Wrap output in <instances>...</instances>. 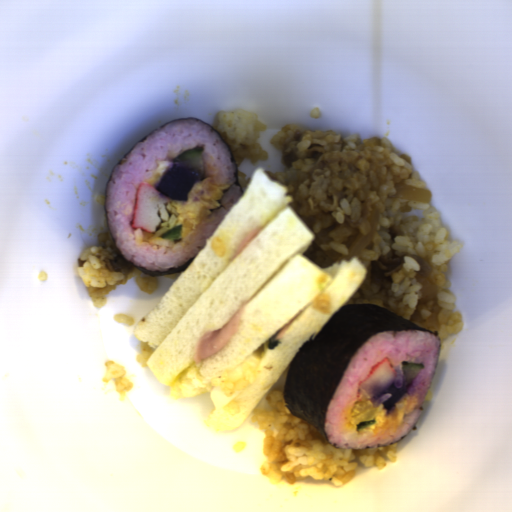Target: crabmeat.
Segmentation results:
<instances>
[{
  "mask_svg": "<svg viewBox=\"0 0 512 512\" xmlns=\"http://www.w3.org/2000/svg\"><path fill=\"white\" fill-rule=\"evenodd\" d=\"M168 197L160 193L152 184H139L136 193L132 228H141L148 233L156 232L161 219L159 209L162 203H166Z\"/></svg>",
  "mask_w": 512,
  "mask_h": 512,
  "instance_id": "f7934b28",
  "label": "crabmeat"
},
{
  "mask_svg": "<svg viewBox=\"0 0 512 512\" xmlns=\"http://www.w3.org/2000/svg\"><path fill=\"white\" fill-rule=\"evenodd\" d=\"M396 370L387 358L374 365L368 377L359 383L357 401H367L386 390L395 380Z\"/></svg>",
  "mask_w": 512,
  "mask_h": 512,
  "instance_id": "ab03a17e",
  "label": "crabmeat"
}]
</instances>
